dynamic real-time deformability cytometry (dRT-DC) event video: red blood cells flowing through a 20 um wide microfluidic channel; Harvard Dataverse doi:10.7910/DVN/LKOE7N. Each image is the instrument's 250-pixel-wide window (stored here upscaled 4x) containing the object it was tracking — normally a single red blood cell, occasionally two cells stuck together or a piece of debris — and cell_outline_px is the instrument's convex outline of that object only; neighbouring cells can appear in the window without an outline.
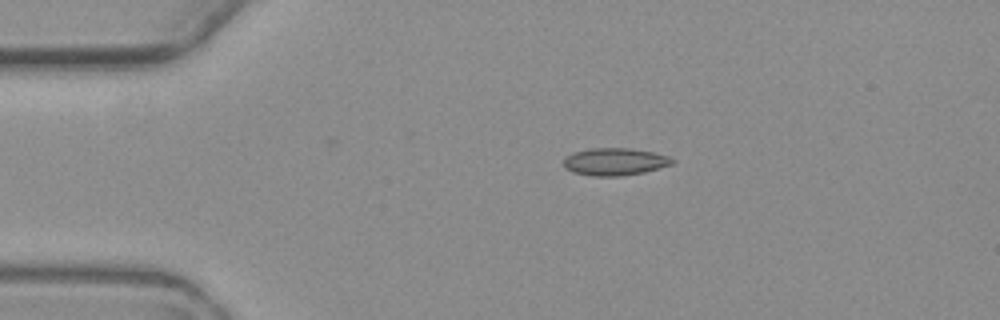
{"species": "common noctule bat (a hibernating species)", "species_latin": "Nyctalus noctula", "temperature_condition": "warm", "stored_images_in_passage": 3, "camera_frame_rate_fps": 3000, "um_per_image_px": 0.085, "animal": {"sex": "female", "body_mass_g": 19.3, "forearm_length_mm": 54.1}, "frame": {"image": 1, "passage_image": 2, "time_ms": 1.667, "image_size_px": [1000, 320], "cell_outline_px": [[676, 160], [672, 164], [644, 172], [620, 176], [592, 176], [572, 172], [564, 168], [564, 156], [576, 152], [592, 148], [628, 148], [652, 152], [668, 156]], "centroid_in_image_um": [52.24, 13.75], "position_along_channel_um": 32.8, "area_um2": 17.28}}